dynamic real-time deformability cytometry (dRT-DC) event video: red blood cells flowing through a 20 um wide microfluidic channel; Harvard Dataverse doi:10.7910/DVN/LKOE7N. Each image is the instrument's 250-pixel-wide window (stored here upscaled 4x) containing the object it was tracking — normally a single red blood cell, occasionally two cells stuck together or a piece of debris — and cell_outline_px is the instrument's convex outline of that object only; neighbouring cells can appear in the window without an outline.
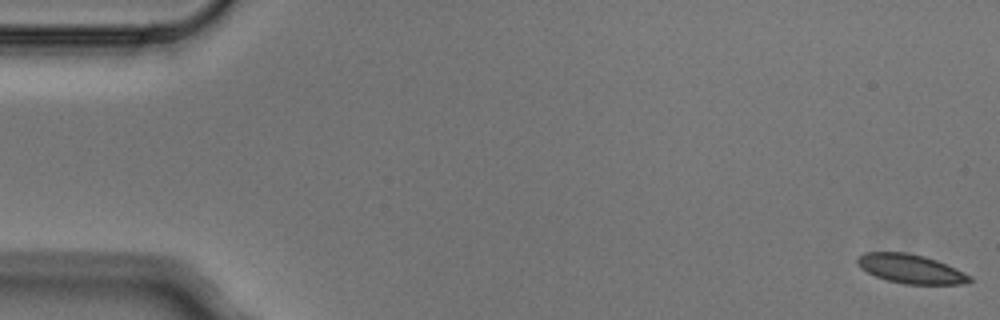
{"species": "Egyptian fruit bat (a non-hibernating species)", "species_latin": "Rousettus aegyptiacus", "temperature_condition": "cold", "stored_images_in_passage": 5, "camera_frame_rate_fps": 3000, "um_per_image_px": 0.085, "animal": {"sex": "male"}, "frame": {"image": 1, "passage_image": 1, "time_ms": 0.0, "image_size_px": [1000, 320], "cell_outline_px": [[972, 280], [968, 284], [904, 284], [888, 280], [876, 276], [860, 268], [856, 264], [856, 256], [864, 252], [904, 252], [924, 256], [936, 260], [956, 268], [972, 276]], "centroid_in_image_um": [77.4, 22.85], "position_along_channel_um": 7.6, "area_um2": 19.13}}
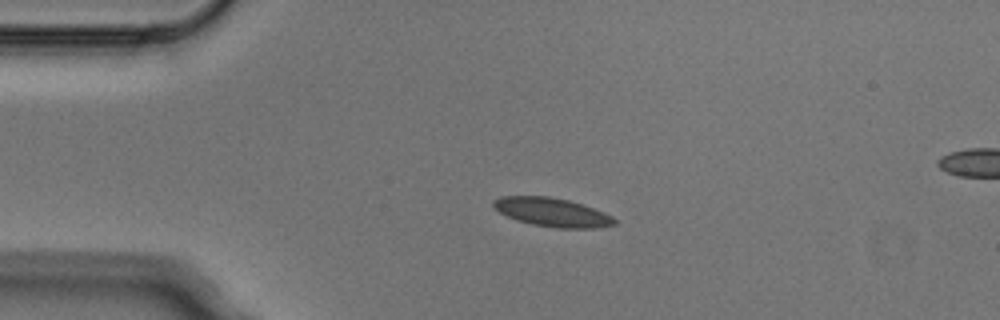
{"frame": {"image": 2, "passage_image": 4, "time_ms": 1.0, "image_size_px": [1000, 320], "cell_outline_px": [[616, 224], [596, 228], [556, 228], [532, 224], [516, 220], [492, 208], [492, 200], [500, 196], [548, 196], [568, 200], [604, 212], [612, 216], [616, 220]], "centroid_in_image_um": [46.89, 18.04], "position_along_channel_um": 38.1, "area_um2": 20.23}}